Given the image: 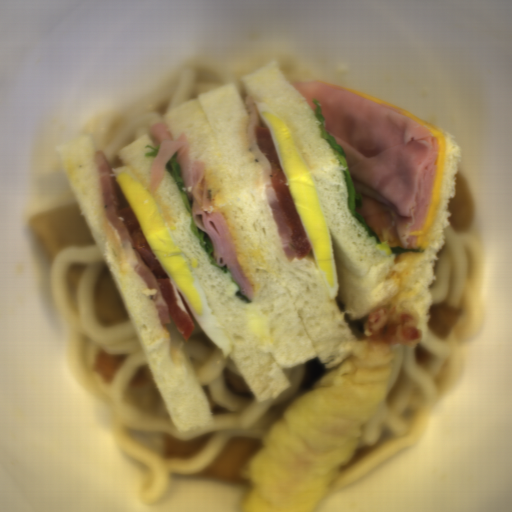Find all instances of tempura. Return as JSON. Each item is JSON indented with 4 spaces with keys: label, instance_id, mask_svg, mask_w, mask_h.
<instances>
[{
    "label": "tempura",
    "instance_id": "obj_1",
    "mask_svg": "<svg viewBox=\"0 0 512 512\" xmlns=\"http://www.w3.org/2000/svg\"><path fill=\"white\" fill-rule=\"evenodd\" d=\"M420 316L391 300L371 310L325 372L244 463L239 512H311L351 461L382 397L394 354L422 338Z\"/></svg>",
    "mask_w": 512,
    "mask_h": 512
}]
</instances>
